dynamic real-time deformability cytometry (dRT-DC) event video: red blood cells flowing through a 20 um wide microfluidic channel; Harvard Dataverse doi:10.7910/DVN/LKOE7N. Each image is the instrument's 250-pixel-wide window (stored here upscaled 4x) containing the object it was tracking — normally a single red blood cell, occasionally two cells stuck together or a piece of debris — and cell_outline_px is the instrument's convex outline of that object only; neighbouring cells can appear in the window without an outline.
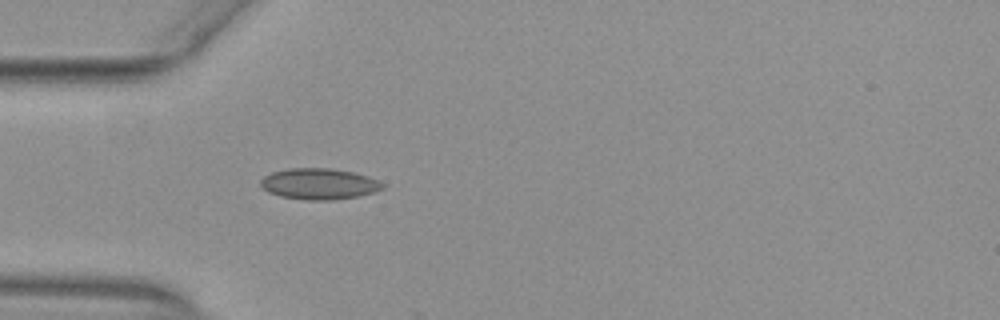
{"species": "common noctule bat (a hibernating species)", "species_latin": "Nyctalus noctula", "temperature_condition": "warm", "stored_images_in_passage": 3, "camera_frame_rate_fps": 3000, "um_per_image_px": 0.085, "animal": {"sex": "female", "body_mass_g": 29.2, "forearm_length_mm": 56.3}, "frame": {"image": 1, "passage_image": 2, "time_ms": 0.333, "image_size_px": [1000, 320], "cell_outline_px": [[384, 188], [376, 192], [356, 196], [332, 200], [308, 200], [280, 196], [268, 192], [260, 184], [260, 180], [264, 176], [272, 172], [288, 168], [332, 168], [352, 172], [368, 176], [384, 184]], "centroid_in_image_um": [27.12, 15.62], "position_along_channel_um": 57.9, "area_um2": 22.02}}